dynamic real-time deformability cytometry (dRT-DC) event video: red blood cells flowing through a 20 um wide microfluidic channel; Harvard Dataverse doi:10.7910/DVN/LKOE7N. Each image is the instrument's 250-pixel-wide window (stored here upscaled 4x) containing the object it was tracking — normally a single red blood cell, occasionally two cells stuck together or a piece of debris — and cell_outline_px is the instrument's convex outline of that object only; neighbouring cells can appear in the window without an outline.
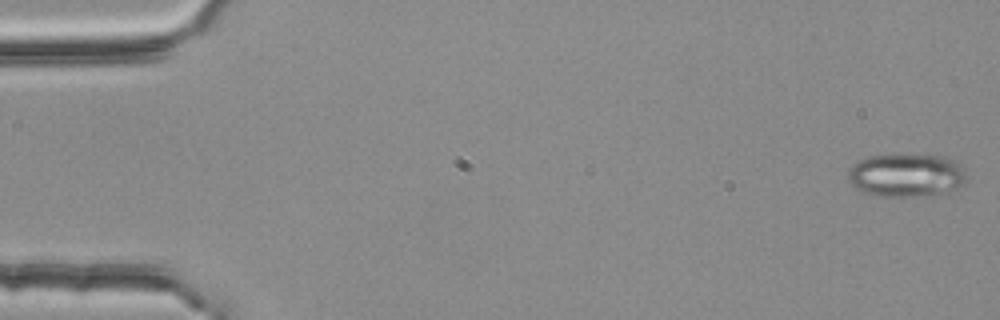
{"species": "common noctule bat (a hibernating species)", "species_latin": "Nyctalus noctula", "temperature_condition": "room temperature", "stored_images_in_passage": 54, "camera_frame_rate_fps": 3000, "um_per_image_px": 0.085, "animal": {"sex": "female", "body_mass_g": 25.1}, "frame": {"image": 1, "passage_image": 1, "time_ms": 0.0, "image_size_px": [1000, 320], "cell_outline_px": [[968, 176], [964, 184], [932, 196], [880, 196], [864, 192], [852, 184], [848, 180], [848, 172], [860, 160], [872, 156], [948, 156], [964, 168]], "centroid_in_image_um": [77.1, 14.91], "position_along_channel_um": 7.9, "area_um2": 29.3}}
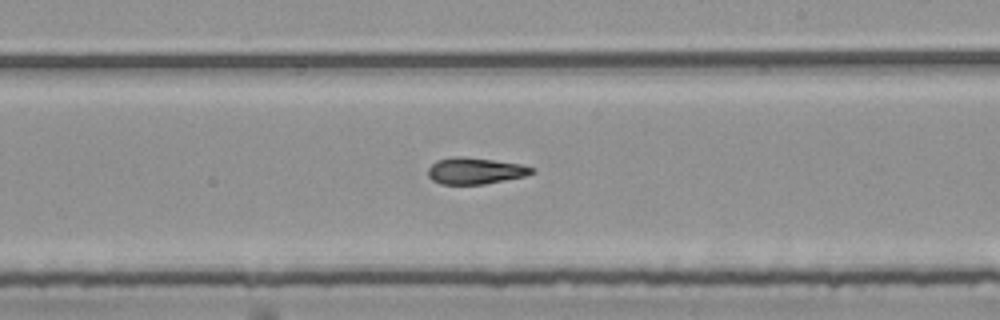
{"frame": {"image": 2, "passage_image": 32, "time_ms": 10.333, "image_size_px": [1000, 320], "cell_outline_px": [[536, 172], [528, 176], [484, 184], [440, 184], [432, 180], [428, 176], [428, 168], [436, 160], [456, 156], [460, 156], [492, 160], [520, 164], [532, 168]], "centroid_in_image_um": [40.39, 14.53], "position_along_channel_um": 248.6, "area_um2": 16.01}}
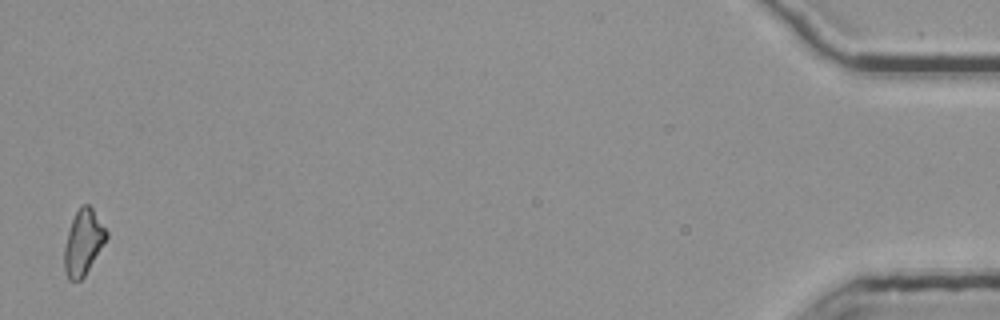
{"frame": {"image": 3, "passage_image": 54, "time_ms": 17.667, "image_size_px": [1000, 320], "cell_outline_px": [[108, 236], [84, 276], [80, 280], [68, 280], [64, 272], [64, 248], [68, 232], [72, 220], [80, 204], [88, 204], [92, 208], [108, 232]], "centroid_in_image_um": [7.06, 20.59], "position_along_channel_um": 428.1, "area_um2": 15.78}, "authors_computed_cell_mechanics": {"area_um2": 16.4441, "velocity_mm_per_s": 3.7709, "shape_relaxation_time_tau1_ms": null, "shape_relaxation_time_tau2_ms": 5.6132, "deformation_change_tau1": null, "deformation_change_tau2": 0.133}}